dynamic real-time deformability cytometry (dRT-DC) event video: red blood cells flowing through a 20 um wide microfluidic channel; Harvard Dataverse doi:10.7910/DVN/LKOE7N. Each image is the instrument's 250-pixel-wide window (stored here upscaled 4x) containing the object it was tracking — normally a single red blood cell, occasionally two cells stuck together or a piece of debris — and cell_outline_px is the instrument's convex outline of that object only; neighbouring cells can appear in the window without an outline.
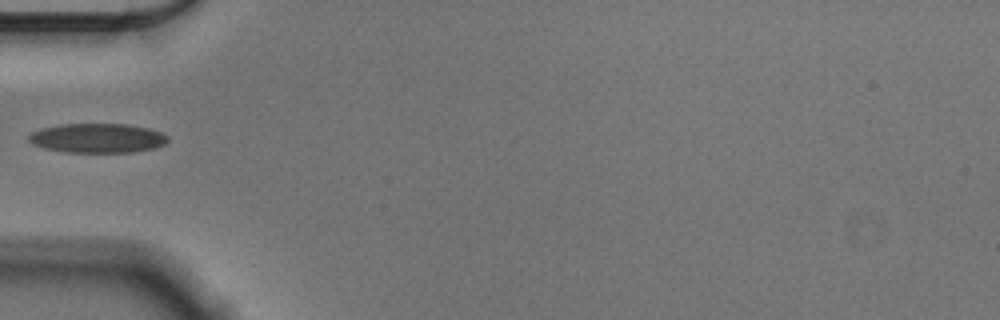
{"species": "Egyptian fruit bat (a non-hibernating species)", "species_latin": "Rousettus aegyptiacus", "temperature_condition": "cold", "stored_images_in_passage": 38, "camera_frame_rate_fps": 3000, "um_per_image_px": 0.085, "animal": {"sex": "male"}, "frame": {"image": 1, "passage_image": 1, "time_ms": 0.0, "image_size_px": [1000, 320], "cell_outline_px": [[168, 140], [164, 144], [152, 148], [132, 152], [68, 152], [44, 148], [32, 144], [28, 140], [28, 136], [32, 132], [40, 128], [60, 124], [128, 124], [148, 128], [160, 132], [168, 136]], "centroid_in_image_um": [8.25, 11.73], "position_along_channel_um": 76.7, "area_um2": 23.76}}
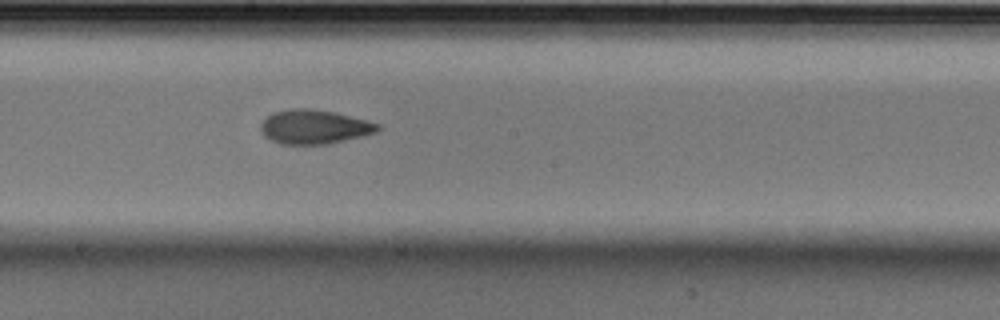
{"frame": {"image": 2, "passage_image": 13, "time_ms": 4.0, "image_size_px": [1000, 320], "cell_outline_px": [[380, 128], [376, 132], [364, 136], [328, 144], [280, 144], [264, 136], [260, 128], [260, 124], [272, 112], [292, 108], [308, 108], [332, 112], [368, 120], [380, 124]], "centroid_in_image_um": [26.71, 10.78], "position_along_channel_um": 221.5, "area_um2": 23.29}}
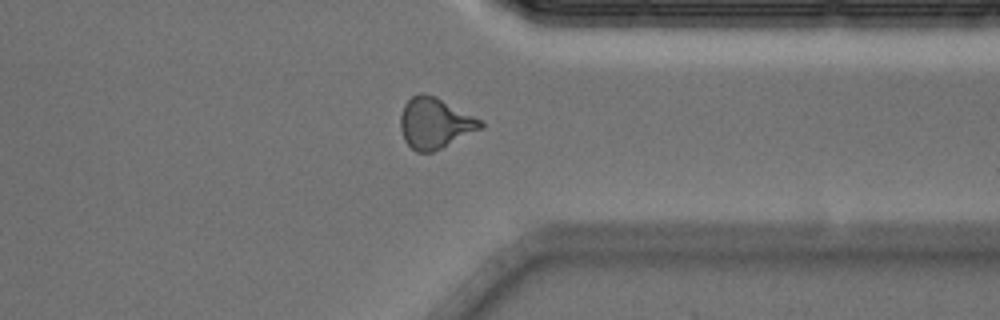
{"frame": {"image": 3, "passage_image": 26, "time_ms": 8.333, "image_size_px": [1000, 320], "cell_outline_px": [[484, 128], [432, 152], [416, 152], [404, 140], [400, 128], [400, 116], [404, 104], [412, 96], [420, 92], [424, 92], [436, 96], [484, 120]], "centroid_in_image_um": [36.99, 10.44], "position_along_channel_um": 374.4, "area_um2": 24.04}}